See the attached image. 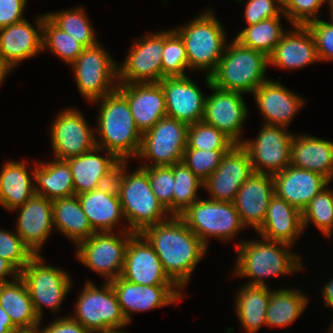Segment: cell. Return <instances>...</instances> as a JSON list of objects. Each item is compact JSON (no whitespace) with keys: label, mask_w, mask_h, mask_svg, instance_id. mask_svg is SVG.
Wrapping results in <instances>:
<instances>
[{"label":"cell","mask_w":333,"mask_h":333,"mask_svg":"<svg viewBox=\"0 0 333 333\" xmlns=\"http://www.w3.org/2000/svg\"><path fill=\"white\" fill-rule=\"evenodd\" d=\"M28 0H0V28L24 20L23 11Z\"/></svg>","instance_id":"obj_51"},{"label":"cell","mask_w":333,"mask_h":333,"mask_svg":"<svg viewBox=\"0 0 333 333\" xmlns=\"http://www.w3.org/2000/svg\"><path fill=\"white\" fill-rule=\"evenodd\" d=\"M74 312L71 317L92 333L122 331L129 324L110 282L103 283L99 289L94 283L87 281L77 299Z\"/></svg>","instance_id":"obj_7"},{"label":"cell","mask_w":333,"mask_h":333,"mask_svg":"<svg viewBox=\"0 0 333 333\" xmlns=\"http://www.w3.org/2000/svg\"><path fill=\"white\" fill-rule=\"evenodd\" d=\"M321 294L323 295L324 303L326 307L333 308V278L329 279L322 288Z\"/></svg>","instance_id":"obj_55"},{"label":"cell","mask_w":333,"mask_h":333,"mask_svg":"<svg viewBox=\"0 0 333 333\" xmlns=\"http://www.w3.org/2000/svg\"><path fill=\"white\" fill-rule=\"evenodd\" d=\"M328 0H292L284 9V17L290 25L306 26L318 18L317 13L321 6Z\"/></svg>","instance_id":"obj_48"},{"label":"cell","mask_w":333,"mask_h":333,"mask_svg":"<svg viewBox=\"0 0 333 333\" xmlns=\"http://www.w3.org/2000/svg\"><path fill=\"white\" fill-rule=\"evenodd\" d=\"M46 14L38 15L36 27L26 18L20 22L0 28V58L13 70L15 66L34 57L42 49L43 21Z\"/></svg>","instance_id":"obj_20"},{"label":"cell","mask_w":333,"mask_h":333,"mask_svg":"<svg viewBox=\"0 0 333 333\" xmlns=\"http://www.w3.org/2000/svg\"><path fill=\"white\" fill-rule=\"evenodd\" d=\"M307 304V296L297 289L272 290L266 312V326H290L303 313Z\"/></svg>","instance_id":"obj_37"},{"label":"cell","mask_w":333,"mask_h":333,"mask_svg":"<svg viewBox=\"0 0 333 333\" xmlns=\"http://www.w3.org/2000/svg\"><path fill=\"white\" fill-rule=\"evenodd\" d=\"M123 64L118 65L119 84L159 83L162 80V57L165 31L138 38Z\"/></svg>","instance_id":"obj_13"},{"label":"cell","mask_w":333,"mask_h":333,"mask_svg":"<svg viewBox=\"0 0 333 333\" xmlns=\"http://www.w3.org/2000/svg\"><path fill=\"white\" fill-rule=\"evenodd\" d=\"M159 83L164 92L168 117L188 125L202 121L206 96L194 81L188 76L165 77Z\"/></svg>","instance_id":"obj_22"},{"label":"cell","mask_w":333,"mask_h":333,"mask_svg":"<svg viewBox=\"0 0 333 333\" xmlns=\"http://www.w3.org/2000/svg\"><path fill=\"white\" fill-rule=\"evenodd\" d=\"M264 124L287 127L305 100L288 90L280 82L268 79L253 93Z\"/></svg>","instance_id":"obj_27"},{"label":"cell","mask_w":333,"mask_h":333,"mask_svg":"<svg viewBox=\"0 0 333 333\" xmlns=\"http://www.w3.org/2000/svg\"><path fill=\"white\" fill-rule=\"evenodd\" d=\"M259 237L238 242L234 276L251 278L248 285L268 287L266 278L303 270L300 256L288 251L291 245Z\"/></svg>","instance_id":"obj_3"},{"label":"cell","mask_w":333,"mask_h":333,"mask_svg":"<svg viewBox=\"0 0 333 333\" xmlns=\"http://www.w3.org/2000/svg\"><path fill=\"white\" fill-rule=\"evenodd\" d=\"M142 168H144L148 173V179L152 192L168 213L173 216V165Z\"/></svg>","instance_id":"obj_46"},{"label":"cell","mask_w":333,"mask_h":333,"mask_svg":"<svg viewBox=\"0 0 333 333\" xmlns=\"http://www.w3.org/2000/svg\"><path fill=\"white\" fill-rule=\"evenodd\" d=\"M41 256L35 255L20 272L40 320L43 318V307H48L56 313L72 287L68 273L58 267L44 264Z\"/></svg>","instance_id":"obj_11"},{"label":"cell","mask_w":333,"mask_h":333,"mask_svg":"<svg viewBox=\"0 0 333 333\" xmlns=\"http://www.w3.org/2000/svg\"><path fill=\"white\" fill-rule=\"evenodd\" d=\"M327 4L330 7V18H331V20H329V21L333 24V0H328Z\"/></svg>","instance_id":"obj_58"},{"label":"cell","mask_w":333,"mask_h":333,"mask_svg":"<svg viewBox=\"0 0 333 333\" xmlns=\"http://www.w3.org/2000/svg\"><path fill=\"white\" fill-rule=\"evenodd\" d=\"M35 255L14 231L0 229V257L11 262L20 272Z\"/></svg>","instance_id":"obj_47"},{"label":"cell","mask_w":333,"mask_h":333,"mask_svg":"<svg viewBox=\"0 0 333 333\" xmlns=\"http://www.w3.org/2000/svg\"><path fill=\"white\" fill-rule=\"evenodd\" d=\"M238 291L235 311L246 333H256L266 326V312L271 290L264 286L244 284Z\"/></svg>","instance_id":"obj_36"},{"label":"cell","mask_w":333,"mask_h":333,"mask_svg":"<svg viewBox=\"0 0 333 333\" xmlns=\"http://www.w3.org/2000/svg\"><path fill=\"white\" fill-rule=\"evenodd\" d=\"M123 230V231H122ZM114 232H95L76 246V257L93 272L110 282L121 276L125 252L130 238L135 232L123 228Z\"/></svg>","instance_id":"obj_8"},{"label":"cell","mask_w":333,"mask_h":333,"mask_svg":"<svg viewBox=\"0 0 333 333\" xmlns=\"http://www.w3.org/2000/svg\"><path fill=\"white\" fill-rule=\"evenodd\" d=\"M85 47L71 64L78 91L89 102L102 98L118 87V63L99 44Z\"/></svg>","instance_id":"obj_9"},{"label":"cell","mask_w":333,"mask_h":333,"mask_svg":"<svg viewBox=\"0 0 333 333\" xmlns=\"http://www.w3.org/2000/svg\"><path fill=\"white\" fill-rule=\"evenodd\" d=\"M40 333H92L71 316L54 319L46 327L40 329Z\"/></svg>","instance_id":"obj_52"},{"label":"cell","mask_w":333,"mask_h":333,"mask_svg":"<svg viewBox=\"0 0 333 333\" xmlns=\"http://www.w3.org/2000/svg\"><path fill=\"white\" fill-rule=\"evenodd\" d=\"M268 57L260 51L241 45L235 39L227 45L216 70L210 75L212 85L219 89L253 93L267 81Z\"/></svg>","instance_id":"obj_5"},{"label":"cell","mask_w":333,"mask_h":333,"mask_svg":"<svg viewBox=\"0 0 333 333\" xmlns=\"http://www.w3.org/2000/svg\"><path fill=\"white\" fill-rule=\"evenodd\" d=\"M292 0H278L280 6L284 9Z\"/></svg>","instance_id":"obj_59"},{"label":"cell","mask_w":333,"mask_h":333,"mask_svg":"<svg viewBox=\"0 0 333 333\" xmlns=\"http://www.w3.org/2000/svg\"><path fill=\"white\" fill-rule=\"evenodd\" d=\"M128 323L131 314L145 312L176 303L184 296L177 285H140L123 279L121 276L110 281Z\"/></svg>","instance_id":"obj_17"},{"label":"cell","mask_w":333,"mask_h":333,"mask_svg":"<svg viewBox=\"0 0 333 333\" xmlns=\"http://www.w3.org/2000/svg\"><path fill=\"white\" fill-rule=\"evenodd\" d=\"M272 177L275 195L301 212L330 183L320 173L291 165Z\"/></svg>","instance_id":"obj_24"},{"label":"cell","mask_w":333,"mask_h":333,"mask_svg":"<svg viewBox=\"0 0 333 333\" xmlns=\"http://www.w3.org/2000/svg\"><path fill=\"white\" fill-rule=\"evenodd\" d=\"M284 16L278 0H248L245 4L244 18L247 26L260 21Z\"/></svg>","instance_id":"obj_50"},{"label":"cell","mask_w":333,"mask_h":333,"mask_svg":"<svg viewBox=\"0 0 333 333\" xmlns=\"http://www.w3.org/2000/svg\"><path fill=\"white\" fill-rule=\"evenodd\" d=\"M180 217L206 246L209 237L225 242L246 228L233 202L198 199Z\"/></svg>","instance_id":"obj_10"},{"label":"cell","mask_w":333,"mask_h":333,"mask_svg":"<svg viewBox=\"0 0 333 333\" xmlns=\"http://www.w3.org/2000/svg\"><path fill=\"white\" fill-rule=\"evenodd\" d=\"M310 222L320 230L322 234L331 237L333 232V190L324 188L317 194L302 211V223L305 230Z\"/></svg>","instance_id":"obj_42"},{"label":"cell","mask_w":333,"mask_h":333,"mask_svg":"<svg viewBox=\"0 0 333 333\" xmlns=\"http://www.w3.org/2000/svg\"><path fill=\"white\" fill-rule=\"evenodd\" d=\"M10 69L3 63V61L0 58V85L3 83V80L6 78V75H8Z\"/></svg>","instance_id":"obj_57"},{"label":"cell","mask_w":333,"mask_h":333,"mask_svg":"<svg viewBox=\"0 0 333 333\" xmlns=\"http://www.w3.org/2000/svg\"><path fill=\"white\" fill-rule=\"evenodd\" d=\"M290 165L333 179V142L311 135L293 136Z\"/></svg>","instance_id":"obj_31"},{"label":"cell","mask_w":333,"mask_h":333,"mask_svg":"<svg viewBox=\"0 0 333 333\" xmlns=\"http://www.w3.org/2000/svg\"><path fill=\"white\" fill-rule=\"evenodd\" d=\"M126 165L127 161L119 163L114 184L124 218L129 224L127 228L141 233L146 227L163 222L171 215L152 192L147 171L137 167V170L128 173Z\"/></svg>","instance_id":"obj_4"},{"label":"cell","mask_w":333,"mask_h":333,"mask_svg":"<svg viewBox=\"0 0 333 333\" xmlns=\"http://www.w3.org/2000/svg\"><path fill=\"white\" fill-rule=\"evenodd\" d=\"M124 330H111V331H107V332H96V333H126V332H123ZM95 333V332H93Z\"/></svg>","instance_id":"obj_60"},{"label":"cell","mask_w":333,"mask_h":333,"mask_svg":"<svg viewBox=\"0 0 333 333\" xmlns=\"http://www.w3.org/2000/svg\"><path fill=\"white\" fill-rule=\"evenodd\" d=\"M331 327L329 328V332L328 333H333V321H332V325H330Z\"/></svg>","instance_id":"obj_61"},{"label":"cell","mask_w":333,"mask_h":333,"mask_svg":"<svg viewBox=\"0 0 333 333\" xmlns=\"http://www.w3.org/2000/svg\"><path fill=\"white\" fill-rule=\"evenodd\" d=\"M141 234L153 246L168 277L184 288L208 247L180 216L148 226Z\"/></svg>","instance_id":"obj_1"},{"label":"cell","mask_w":333,"mask_h":333,"mask_svg":"<svg viewBox=\"0 0 333 333\" xmlns=\"http://www.w3.org/2000/svg\"><path fill=\"white\" fill-rule=\"evenodd\" d=\"M303 232L302 212L274 195L268 204L266 218L257 231L258 235L292 246Z\"/></svg>","instance_id":"obj_30"},{"label":"cell","mask_w":333,"mask_h":333,"mask_svg":"<svg viewBox=\"0 0 333 333\" xmlns=\"http://www.w3.org/2000/svg\"><path fill=\"white\" fill-rule=\"evenodd\" d=\"M280 19L281 17H274L249 25L242 29L234 39L241 45L263 52L269 57L286 32L282 28Z\"/></svg>","instance_id":"obj_38"},{"label":"cell","mask_w":333,"mask_h":333,"mask_svg":"<svg viewBox=\"0 0 333 333\" xmlns=\"http://www.w3.org/2000/svg\"><path fill=\"white\" fill-rule=\"evenodd\" d=\"M80 112L78 109H65L51 124L53 159L67 160L96 147L95 130L92 132Z\"/></svg>","instance_id":"obj_16"},{"label":"cell","mask_w":333,"mask_h":333,"mask_svg":"<svg viewBox=\"0 0 333 333\" xmlns=\"http://www.w3.org/2000/svg\"><path fill=\"white\" fill-rule=\"evenodd\" d=\"M235 143L216 127L203 121L189 125L186 149L230 150Z\"/></svg>","instance_id":"obj_44"},{"label":"cell","mask_w":333,"mask_h":333,"mask_svg":"<svg viewBox=\"0 0 333 333\" xmlns=\"http://www.w3.org/2000/svg\"><path fill=\"white\" fill-rule=\"evenodd\" d=\"M9 275L15 280L20 276V271L11 262L0 257V283L12 281L6 280L5 277Z\"/></svg>","instance_id":"obj_53"},{"label":"cell","mask_w":333,"mask_h":333,"mask_svg":"<svg viewBox=\"0 0 333 333\" xmlns=\"http://www.w3.org/2000/svg\"><path fill=\"white\" fill-rule=\"evenodd\" d=\"M228 151L185 149L182 162L204 182L218 168Z\"/></svg>","instance_id":"obj_45"},{"label":"cell","mask_w":333,"mask_h":333,"mask_svg":"<svg viewBox=\"0 0 333 333\" xmlns=\"http://www.w3.org/2000/svg\"><path fill=\"white\" fill-rule=\"evenodd\" d=\"M121 277L140 285H176L166 274L153 246L141 233H135L129 240Z\"/></svg>","instance_id":"obj_19"},{"label":"cell","mask_w":333,"mask_h":333,"mask_svg":"<svg viewBox=\"0 0 333 333\" xmlns=\"http://www.w3.org/2000/svg\"><path fill=\"white\" fill-rule=\"evenodd\" d=\"M306 26L314 37L319 61L333 60V24L317 19Z\"/></svg>","instance_id":"obj_49"},{"label":"cell","mask_w":333,"mask_h":333,"mask_svg":"<svg viewBox=\"0 0 333 333\" xmlns=\"http://www.w3.org/2000/svg\"><path fill=\"white\" fill-rule=\"evenodd\" d=\"M26 161H7L0 171V205L6 210L13 209L26 203L35 192L34 168L28 172ZM32 178H31V176Z\"/></svg>","instance_id":"obj_32"},{"label":"cell","mask_w":333,"mask_h":333,"mask_svg":"<svg viewBox=\"0 0 333 333\" xmlns=\"http://www.w3.org/2000/svg\"><path fill=\"white\" fill-rule=\"evenodd\" d=\"M205 76L206 85L213 93L206 96L202 121L216 127L235 144H241L242 125L248 118L242 93L219 89L212 85L210 76Z\"/></svg>","instance_id":"obj_15"},{"label":"cell","mask_w":333,"mask_h":333,"mask_svg":"<svg viewBox=\"0 0 333 333\" xmlns=\"http://www.w3.org/2000/svg\"><path fill=\"white\" fill-rule=\"evenodd\" d=\"M0 306L18 328L40 325L28 288L19 276L15 280L0 283Z\"/></svg>","instance_id":"obj_34"},{"label":"cell","mask_w":333,"mask_h":333,"mask_svg":"<svg viewBox=\"0 0 333 333\" xmlns=\"http://www.w3.org/2000/svg\"><path fill=\"white\" fill-rule=\"evenodd\" d=\"M35 192L54 200L75 195L73 175L65 160L41 162L34 169Z\"/></svg>","instance_id":"obj_35"},{"label":"cell","mask_w":333,"mask_h":333,"mask_svg":"<svg viewBox=\"0 0 333 333\" xmlns=\"http://www.w3.org/2000/svg\"><path fill=\"white\" fill-rule=\"evenodd\" d=\"M18 327L12 322L10 316L0 306V333H12Z\"/></svg>","instance_id":"obj_54"},{"label":"cell","mask_w":333,"mask_h":333,"mask_svg":"<svg viewBox=\"0 0 333 333\" xmlns=\"http://www.w3.org/2000/svg\"><path fill=\"white\" fill-rule=\"evenodd\" d=\"M188 58L184 42L174 30L165 31V45L162 57V79L187 76Z\"/></svg>","instance_id":"obj_43"},{"label":"cell","mask_w":333,"mask_h":333,"mask_svg":"<svg viewBox=\"0 0 333 333\" xmlns=\"http://www.w3.org/2000/svg\"><path fill=\"white\" fill-rule=\"evenodd\" d=\"M274 195V181L270 174L254 172L243 183L233 203L246 228L252 226L256 232L261 228Z\"/></svg>","instance_id":"obj_26"},{"label":"cell","mask_w":333,"mask_h":333,"mask_svg":"<svg viewBox=\"0 0 333 333\" xmlns=\"http://www.w3.org/2000/svg\"><path fill=\"white\" fill-rule=\"evenodd\" d=\"M254 173L247 151L235 144L222 158L218 168L203 182L214 201L234 202L243 183Z\"/></svg>","instance_id":"obj_18"},{"label":"cell","mask_w":333,"mask_h":333,"mask_svg":"<svg viewBox=\"0 0 333 333\" xmlns=\"http://www.w3.org/2000/svg\"><path fill=\"white\" fill-rule=\"evenodd\" d=\"M174 30L184 42L189 71L206 70V75L210 76L227 46L225 29L214 12L205 11Z\"/></svg>","instance_id":"obj_6"},{"label":"cell","mask_w":333,"mask_h":333,"mask_svg":"<svg viewBox=\"0 0 333 333\" xmlns=\"http://www.w3.org/2000/svg\"><path fill=\"white\" fill-rule=\"evenodd\" d=\"M173 176V216H180L199 199L197 191L203 188V181L183 162L173 165Z\"/></svg>","instance_id":"obj_40"},{"label":"cell","mask_w":333,"mask_h":333,"mask_svg":"<svg viewBox=\"0 0 333 333\" xmlns=\"http://www.w3.org/2000/svg\"><path fill=\"white\" fill-rule=\"evenodd\" d=\"M19 210L16 233L34 255L39 251L54 229L52 200L35 194Z\"/></svg>","instance_id":"obj_23"},{"label":"cell","mask_w":333,"mask_h":333,"mask_svg":"<svg viewBox=\"0 0 333 333\" xmlns=\"http://www.w3.org/2000/svg\"><path fill=\"white\" fill-rule=\"evenodd\" d=\"M85 47L70 34L56 27L46 16L43 21L42 49L58 56L66 64H72Z\"/></svg>","instance_id":"obj_41"},{"label":"cell","mask_w":333,"mask_h":333,"mask_svg":"<svg viewBox=\"0 0 333 333\" xmlns=\"http://www.w3.org/2000/svg\"><path fill=\"white\" fill-rule=\"evenodd\" d=\"M268 57L269 65L282 69H300L319 61L316 44L307 26L293 25Z\"/></svg>","instance_id":"obj_28"},{"label":"cell","mask_w":333,"mask_h":333,"mask_svg":"<svg viewBox=\"0 0 333 333\" xmlns=\"http://www.w3.org/2000/svg\"><path fill=\"white\" fill-rule=\"evenodd\" d=\"M101 150L96 146L82 155L65 160L73 175L75 195L90 192L114 182L115 173L121 161L106 150H104L105 156L99 155Z\"/></svg>","instance_id":"obj_21"},{"label":"cell","mask_w":333,"mask_h":333,"mask_svg":"<svg viewBox=\"0 0 333 333\" xmlns=\"http://www.w3.org/2000/svg\"><path fill=\"white\" fill-rule=\"evenodd\" d=\"M77 197L95 232H113L119 221L125 219L114 182Z\"/></svg>","instance_id":"obj_29"},{"label":"cell","mask_w":333,"mask_h":333,"mask_svg":"<svg viewBox=\"0 0 333 333\" xmlns=\"http://www.w3.org/2000/svg\"><path fill=\"white\" fill-rule=\"evenodd\" d=\"M54 230L75 245L95 233L83 212L77 195L52 200Z\"/></svg>","instance_id":"obj_33"},{"label":"cell","mask_w":333,"mask_h":333,"mask_svg":"<svg viewBox=\"0 0 333 333\" xmlns=\"http://www.w3.org/2000/svg\"><path fill=\"white\" fill-rule=\"evenodd\" d=\"M285 128L264 124L256 138H247L240 144L247 151L255 173L274 175L290 166L294 134Z\"/></svg>","instance_id":"obj_14"},{"label":"cell","mask_w":333,"mask_h":333,"mask_svg":"<svg viewBox=\"0 0 333 333\" xmlns=\"http://www.w3.org/2000/svg\"><path fill=\"white\" fill-rule=\"evenodd\" d=\"M188 127L184 122L165 116L144 132L136 160L150 159L154 163L142 164L140 167L172 166L182 162Z\"/></svg>","instance_id":"obj_12"},{"label":"cell","mask_w":333,"mask_h":333,"mask_svg":"<svg viewBox=\"0 0 333 333\" xmlns=\"http://www.w3.org/2000/svg\"><path fill=\"white\" fill-rule=\"evenodd\" d=\"M117 89L126 97L136 127L142 134L167 116L160 83L118 84Z\"/></svg>","instance_id":"obj_25"},{"label":"cell","mask_w":333,"mask_h":333,"mask_svg":"<svg viewBox=\"0 0 333 333\" xmlns=\"http://www.w3.org/2000/svg\"><path fill=\"white\" fill-rule=\"evenodd\" d=\"M40 325L31 327V328H18L12 333H40Z\"/></svg>","instance_id":"obj_56"},{"label":"cell","mask_w":333,"mask_h":333,"mask_svg":"<svg viewBox=\"0 0 333 333\" xmlns=\"http://www.w3.org/2000/svg\"><path fill=\"white\" fill-rule=\"evenodd\" d=\"M100 103L95 133L96 146L113 153L120 161L136 158L142 133L136 127L126 97L118 90L96 99Z\"/></svg>","instance_id":"obj_2"},{"label":"cell","mask_w":333,"mask_h":333,"mask_svg":"<svg viewBox=\"0 0 333 333\" xmlns=\"http://www.w3.org/2000/svg\"><path fill=\"white\" fill-rule=\"evenodd\" d=\"M46 17L60 30L70 34L72 38L81 43L84 47H91L98 43L89 18L84 12V8L47 13Z\"/></svg>","instance_id":"obj_39"}]
</instances>
